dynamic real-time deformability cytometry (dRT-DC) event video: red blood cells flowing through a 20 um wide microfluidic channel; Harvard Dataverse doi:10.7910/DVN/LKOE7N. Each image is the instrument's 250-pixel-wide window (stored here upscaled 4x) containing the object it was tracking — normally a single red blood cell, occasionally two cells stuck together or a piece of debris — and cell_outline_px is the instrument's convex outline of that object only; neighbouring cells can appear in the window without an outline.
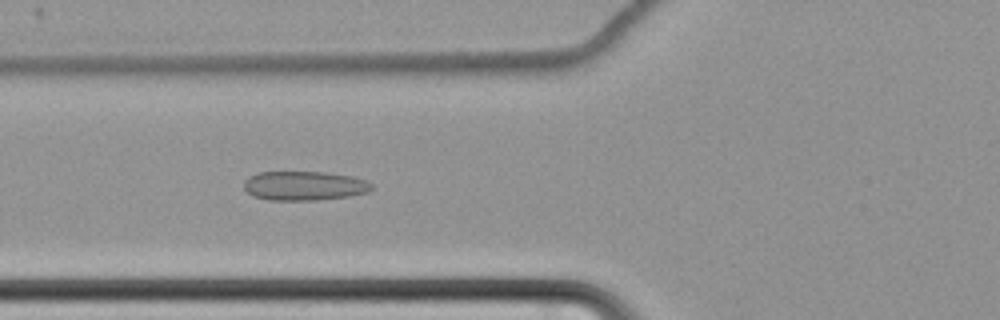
{"species": "common noctule bat (a hibernating species)", "species_latin": "Nyctalus noctula", "temperature_condition": "cold", "stored_images_in_passage": 41, "camera_frame_rate_fps": 3000, "um_per_image_px": 0.085, "animal": {"sex": "female", "body_mass_g": 22.7, "forearm_length_mm": 54.2}, "frame": {"image": 1, "passage_image": 4, "time_ms": 1.0, "image_size_px": [1000, 320], "cell_outline_px": [[372, 188], [368, 192], [348, 196], [316, 200], [268, 200], [252, 196], [244, 188], [244, 180], [248, 176], [256, 172], [324, 172], [352, 176], [364, 180], [372, 184]], "centroid_in_image_um": [25.81, 15.79], "position_along_channel_um": 100.0, "area_um2": 21.79}}
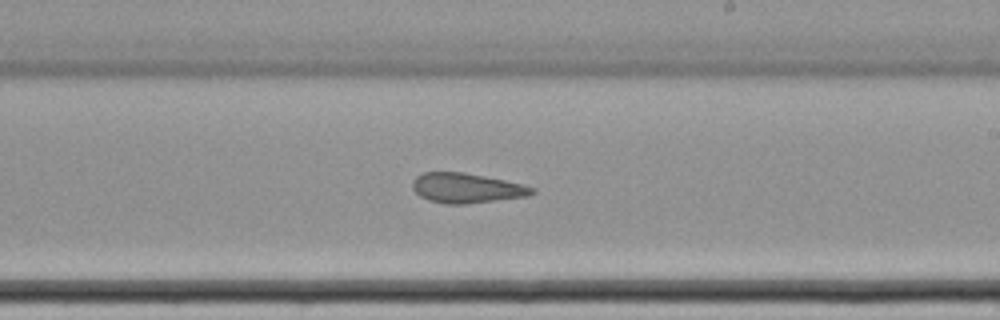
{"frame": {"image": 2, "passage_image": 17, "time_ms": 5.333, "image_size_px": [1000, 320], "cell_outline_px": [[536, 192], [528, 196], [464, 204], [444, 204], [428, 200], [420, 196], [412, 188], [412, 180], [416, 176], [424, 172], [464, 172], [504, 180], [536, 188]], "centroid_in_image_um": [39.63, 15.98], "position_along_channel_um": 249.4, "area_um2": 20.75}}
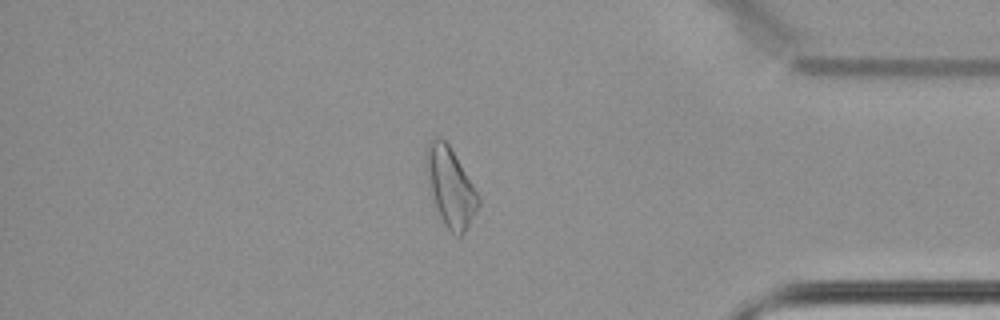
{"frame": {"image": 3, "passage_image": 32, "time_ms": 10.333, "image_size_px": [1000, 320], "cell_outline_px": [[480, 204], [468, 228], [460, 236], [456, 236], [444, 224], [436, 208], [432, 196], [424, 156], [428, 144], [436, 136], [440, 136], [448, 144], [480, 196]], "centroid_in_image_um": [38.3, 15.91], "position_along_channel_um": 396.9, "area_um2": 23.64}, "authors_computed_cell_mechanics": {"area_um2": 21.7906, "velocity_mm_per_s": 3.4521, "shape_relaxation_time_tau1_ms": null, "shape_relaxation_time_tau2_ms": 4.6755, "deformation_change_tau1": null, "deformation_change_tau2": 0.1129}}